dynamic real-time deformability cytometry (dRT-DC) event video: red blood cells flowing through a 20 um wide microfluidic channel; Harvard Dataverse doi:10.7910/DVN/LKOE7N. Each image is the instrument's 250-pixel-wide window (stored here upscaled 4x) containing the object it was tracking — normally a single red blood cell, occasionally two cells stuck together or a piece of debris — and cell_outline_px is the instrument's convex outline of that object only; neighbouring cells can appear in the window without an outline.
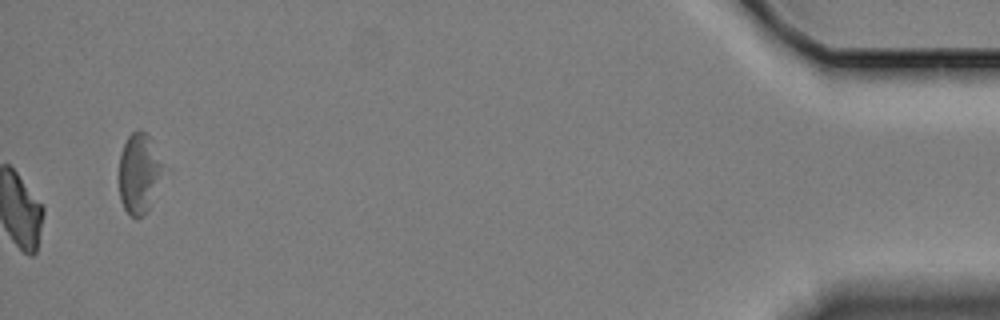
{"species": "Egyptian fruit bat (a non-hibernating species)", "species_latin": "Rousettus aegyptiacus", "temperature_condition": "cold", "stored_images_in_passage": 58, "camera_frame_rate_fps": 3000, "um_per_image_px": 0.085, "animal": {"sex": "female"}, "frame": {"image": 1, "passage_image": 58, "time_ms": 19.0, "image_size_px": [1000, 320], "cell_outline_px": [[172, 172], [144, 216], [132, 216], [124, 208], [120, 200], [120, 152], [128, 136], [132, 132], [140, 128], [152, 140]], "centroid_in_image_um": [11.99, 14.73], "position_along_channel_um": 423.2, "area_um2": 22.25}, "authors_computed_cell_mechanics": {"area_um2": 22.6576, "velocity_mm_per_s": 3.3603, "shape_relaxation_time_tau1_ms": null, "shape_relaxation_time_tau2_ms": 10.1418, "deformation_change_tau1": null, "deformation_change_tau2": 0.1905}}